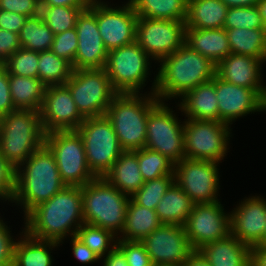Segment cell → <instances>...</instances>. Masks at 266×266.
Segmentation results:
<instances>
[{
  "mask_svg": "<svg viewBox=\"0 0 266 266\" xmlns=\"http://www.w3.org/2000/svg\"><path fill=\"white\" fill-rule=\"evenodd\" d=\"M75 29L78 50L72 65L73 70L103 69L108 50L103 43L96 22V0H91L88 7L80 13Z\"/></svg>",
  "mask_w": 266,
  "mask_h": 266,
  "instance_id": "ac0fdd59",
  "label": "cell"
},
{
  "mask_svg": "<svg viewBox=\"0 0 266 266\" xmlns=\"http://www.w3.org/2000/svg\"><path fill=\"white\" fill-rule=\"evenodd\" d=\"M16 189V169L0 153V201H13Z\"/></svg>",
  "mask_w": 266,
  "mask_h": 266,
  "instance_id": "ee69618b",
  "label": "cell"
},
{
  "mask_svg": "<svg viewBox=\"0 0 266 266\" xmlns=\"http://www.w3.org/2000/svg\"><path fill=\"white\" fill-rule=\"evenodd\" d=\"M184 120L186 158L221 163L229 152L231 126L214 120Z\"/></svg>",
  "mask_w": 266,
  "mask_h": 266,
  "instance_id": "7c38bea8",
  "label": "cell"
},
{
  "mask_svg": "<svg viewBox=\"0 0 266 266\" xmlns=\"http://www.w3.org/2000/svg\"><path fill=\"white\" fill-rule=\"evenodd\" d=\"M255 246H266V227L262 239Z\"/></svg>",
  "mask_w": 266,
  "mask_h": 266,
  "instance_id": "680465c9",
  "label": "cell"
},
{
  "mask_svg": "<svg viewBox=\"0 0 266 266\" xmlns=\"http://www.w3.org/2000/svg\"><path fill=\"white\" fill-rule=\"evenodd\" d=\"M91 0H39L40 6L88 7Z\"/></svg>",
  "mask_w": 266,
  "mask_h": 266,
  "instance_id": "816d5d0a",
  "label": "cell"
},
{
  "mask_svg": "<svg viewBox=\"0 0 266 266\" xmlns=\"http://www.w3.org/2000/svg\"><path fill=\"white\" fill-rule=\"evenodd\" d=\"M72 71V65L51 50L39 52L38 78L46 86L65 84Z\"/></svg>",
  "mask_w": 266,
  "mask_h": 266,
  "instance_id": "e575fe53",
  "label": "cell"
},
{
  "mask_svg": "<svg viewBox=\"0 0 266 266\" xmlns=\"http://www.w3.org/2000/svg\"><path fill=\"white\" fill-rule=\"evenodd\" d=\"M84 223L99 226L118 237L126 217L129 196L111 185L104 177H96L81 187Z\"/></svg>",
  "mask_w": 266,
  "mask_h": 266,
  "instance_id": "8992f818",
  "label": "cell"
},
{
  "mask_svg": "<svg viewBox=\"0 0 266 266\" xmlns=\"http://www.w3.org/2000/svg\"><path fill=\"white\" fill-rule=\"evenodd\" d=\"M116 247L123 253L128 266H154L140 241L117 239Z\"/></svg>",
  "mask_w": 266,
  "mask_h": 266,
  "instance_id": "7bdbcfd3",
  "label": "cell"
},
{
  "mask_svg": "<svg viewBox=\"0 0 266 266\" xmlns=\"http://www.w3.org/2000/svg\"><path fill=\"white\" fill-rule=\"evenodd\" d=\"M72 253L74 257L82 264H93L101 259L92 252L83 242L76 236H71Z\"/></svg>",
  "mask_w": 266,
  "mask_h": 266,
  "instance_id": "f907efd6",
  "label": "cell"
},
{
  "mask_svg": "<svg viewBox=\"0 0 266 266\" xmlns=\"http://www.w3.org/2000/svg\"><path fill=\"white\" fill-rule=\"evenodd\" d=\"M181 266H211L198 250H194Z\"/></svg>",
  "mask_w": 266,
  "mask_h": 266,
  "instance_id": "11a10c76",
  "label": "cell"
},
{
  "mask_svg": "<svg viewBox=\"0 0 266 266\" xmlns=\"http://www.w3.org/2000/svg\"><path fill=\"white\" fill-rule=\"evenodd\" d=\"M24 233V234H23ZM16 239L14 247V263L18 266H52L51 251L61 245L52 240H41L31 237L24 228Z\"/></svg>",
  "mask_w": 266,
  "mask_h": 266,
  "instance_id": "4316f807",
  "label": "cell"
},
{
  "mask_svg": "<svg viewBox=\"0 0 266 266\" xmlns=\"http://www.w3.org/2000/svg\"><path fill=\"white\" fill-rule=\"evenodd\" d=\"M81 135L88 167L103 177L124 151L111 121L104 116L85 118L77 129Z\"/></svg>",
  "mask_w": 266,
  "mask_h": 266,
  "instance_id": "ba28073f",
  "label": "cell"
},
{
  "mask_svg": "<svg viewBox=\"0 0 266 266\" xmlns=\"http://www.w3.org/2000/svg\"><path fill=\"white\" fill-rule=\"evenodd\" d=\"M180 99L177 106L187 119L219 121L215 76L212 80L191 89Z\"/></svg>",
  "mask_w": 266,
  "mask_h": 266,
  "instance_id": "603a6c76",
  "label": "cell"
},
{
  "mask_svg": "<svg viewBox=\"0 0 266 266\" xmlns=\"http://www.w3.org/2000/svg\"><path fill=\"white\" fill-rule=\"evenodd\" d=\"M167 104L159 101L148 112L145 147L159 152L175 165L186 158L184 121L180 122Z\"/></svg>",
  "mask_w": 266,
  "mask_h": 266,
  "instance_id": "8fae6325",
  "label": "cell"
},
{
  "mask_svg": "<svg viewBox=\"0 0 266 266\" xmlns=\"http://www.w3.org/2000/svg\"><path fill=\"white\" fill-rule=\"evenodd\" d=\"M150 94L160 101L182 98L191 89L216 75V64L184 43L174 53L161 59Z\"/></svg>",
  "mask_w": 266,
  "mask_h": 266,
  "instance_id": "7a4b0ae2",
  "label": "cell"
},
{
  "mask_svg": "<svg viewBox=\"0 0 266 266\" xmlns=\"http://www.w3.org/2000/svg\"><path fill=\"white\" fill-rule=\"evenodd\" d=\"M198 251L211 266H250L251 247L231 233L202 246Z\"/></svg>",
  "mask_w": 266,
  "mask_h": 266,
  "instance_id": "cb8c5ba5",
  "label": "cell"
},
{
  "mask_svg": "<svg viewBox=\"0 0 266 266\" xmlns=\"http://www.w3.org/2000/svg\"><path fill=\"white\" fill-rule=\"evenodd\" d=\"M174 183V175L144 182L141 188L131 197L138 205L155 210L165 192Z\"/></svg>",
  "mask_w": 266,
  "mask_h": 266,
  "instance_id": "f35d334b",
  "label": "cell"
},
{
  "mask_svg": "<svg viewBox=\"0 0 266 266\" xmlns=\"http://www.w3.org/2000/svg\"><path fill=\"white\" fill-rule=\"evenodd\" d=\"M44 144L40 111L16 109L0 117V153L15 169Z\"/></svg>",
  "mask_w": 266,
  "mask_h": 266,
  "instance_id": "5b68a950",
  "label": "cell"
},
{
  "mask_svg": "<svg viewBox=\"0 0 266 266\" xmlns=\"http://www.w3.org/2000/svg\"><path fill=\"white\" fill-rule=\"evenodd\" d=\"M45 145L54 154L60 178L66 186L82 187L96 178L88 167L77 130L49 132L45 134Z\"/></svg>",
  "mask_w": 266,
  "mask_h": 266,
  "instance_id": "9c48e42d",
  "label": "cell"
},
{
  "mask_svg": "<svg viewBox=\"0 0 266 266\" xmlns=\"http://www.w3.org/2000/svg\"><path fill=\"white\" fill-rule=\"evenodd\" d=\"M9 87L15 109L40 111L46 85L39 78L9 74Z\"/></svg>",
  "mask_w": 266,
  "mask_h": 266,
  "instance_id": "4dcf8cb0",
  "label": "cell"
},
{
  "mask_svg": "<svg viewBox=\"0 0 266 266\" xmlns=\"http://www.w3.org/2000/svg\"><path fill=\"white\" fill-rule=\"evenodd\" d=\"M186 39L185 21L139 18L136 43L157 63L174 53Z\"/></svg>",
  "mask_w": 266,
  "mask_h": 266,
  "instance_id": "5bb4252c",
  "label": "cell"
},
{
  "mask_svg": "<svg viewBox=\"0 0 266 266\" xmlns=\"http://www.w3.org/2000/svg\"><path fill=\"white\" fill-rule=\"evenodd\" d=\"M139 18L185 21L187 0H129Z\"/></svg>",
  "mask_w": 266,
  "mask_h": 266,
  "instance_id": "d6a6232c",
  "label": "cell"
},
{
  "mask_svg": "<svg viewBox=\"0 0 266 266\" xmlns=\"http://www.w3.org/2000/svg\"><path fill=\"white\" fill-rule=\"evenodd\" d=\"M102 260L117 244V236L111 231L88 223H83L75 235Z\"/></svg>",
  "mask_w": 266,
  "mask_h": 266,
  "instance_id": "d590c367",
  "label": "cell"
},
{
  "mask_svg": "<svg viewBox=\"0 0 266 266\" xmlns=\"http://www.w3.org/2000/svg\"><path fill=\"white\" fill-rule=\"evenodd\" d=\"M21 48L19 34L0 28V64Z\"/></svg>",
  "mask_w": 266,
  "mask_h": 266,
  "instance_id": "c3c4849f",
  "label": "cell"
},
{
  "mask_svg": "<svg viewBox=\"0 0 266 266\" xmlns=\"http://www.w3.org/2000/svg\"><path fill=\"white\" fill-rule=\"evenodd\" d=\"M65 186L55 156L44 144L16 169V189L12 203L24 209L25 217Z\"/></svg>",
  "mask_w": 266,
  "mask_h": 266,
  "instance_id": "3957f363",
  "label": "cell"
},
{
  "mask_svg": "<svg viewBox=\"0 0 266 266\" xmlns=\"http://www.w3.org/2000/svg\"><path fill=\"white\" fill-rule=\"evenodd\" d=\"M140 242L154 266H181L194 251L179 225L162 224Z\"/></svg>",
  "mask_w": 266,
  "mask_h": 266,
  "instance_id": "e0dca14e",
  "label": "cell"
},
{
  "mask_svg": "<svg viewBox=\"0 0 266 266\" xmlns=\"http://www.w3.org/2000/svg\"><path fill=\"white\" fill-rule=\"evenodd\" d=\"M219 121L232 125L236 119L266 111V91H254L228 83L215 75Z\"/></svg>",
  "mask_w": 266,
  "mask_h": 266,
  "instance_id": "ffe728a7",
  "label": "cell"
},
{
  "mask_svg": "<svg viewBox=\"0 0 266 266\" xmlns=\"http://www.w3.org/2000/svg\"><path fill=\"white\" fill-rule=\"evenodd\" d=\"M193 205L190 197L174 182L159 201L155 212L162 224L184 226Z\"/></svg>",
  "mask_w": 266,
  "mask_h": 266,
  "instance_id": "f546056e",
  "label": "cell"
},
{
  "mask_svg": "<svg viewBox=\"0 0 266 266\" xmlns=\"http://www.w3.org/2000/svg\"><path fill=\"white\" fill-rule=\"evenodd\" d=\"M39 52L19 48L3 63L8 74L38 78Z\"/></svg>",
  "mask_w": 266,
  "mask_h": 266,
  "instance_id": "ab89813d",
  "label": "cell"
},
{
  "mask_svg": "<svg viewBox=\"0 0 266 266\" xmlns=\"http://www.w3.org/2000/svg\"><path fill=\"white\" fill-rule=\"evenodd\" d=\"M263 63L252 56L230 53L216 65V75L231 84L266 91L261 73Z\"/></svg>",
  "mask_w": 266,
  "mask_h": 266,
  "instance_id": "7402d4cb",
  "label": "cell"
},
{
  "mask_svg": "<svg viewBox=\"0 0 266 266\" xmlns=\"http://www.w3.org/2000/svg\"><path fill=\"white\" fill-rule=\"evenodd\" d=\"M0 10L33 17L40 14V3L39 0H0Z\"/></svg>",
  "mask_w": 266,
  "mask_h": 266,
  "instance_id": "f6af8a7d",
  "label": "cell"
},
{
  "mask_svg": "<svg viewBox=\"0 0 266 266\" xmlns=\"http://www.w3.org/2000/svg\"><path fill=\"white\" fill-rule=\"evenodd\" d=\"M220 201L194 204L184 225L193 250L223 239L231 233L230 212L224 211Z\"/></svg>",
  "mask_w": 266,
  "mask_h": 266,
  "instance_id": "9a60e30c",
  "label": "cell"
},
{
  "mask_svg": "<svg viewBox=\"0 0 266 266\" xmlns=\"http://www.w3.org/2000/svg\"><path fill=\"white\" fill-rule=\"evenodd\" d=\"M103 258V266H128L123 253L117 247Z\"/></svg>",
  "mask_w": 266,
  "mask_h": 266,
  "instance_id": "f5cc1de1",
  "label": "cell"
},
{
  "mask_svg": "<svg viewBox=\"0 0 266 266\" xmlns=\"http://www.w3.org/2000/svg\"><path fill=\"white\" fill-rule=\"evenodd\" d=\"M10 266H18V265L13 262L10 264Z\"/></svg>",
  "mask_w": 266,
  "mask_h": 266,
  "instance_id": "94428289",
  "label": "cell"
},
{
  "mask_svg": "<svg viewBox=\"0 0 266 266\" xmlns=\"http://www.w3.org/2000/svg\"><path fill=\"white\" fill-rule=\"evenodd\" d=\"M185 43L202 56L209 58L216 65L231 53L224 28H186Z\"/></svg>",
  "mask_w": 266,
  "mask_h": 266,
  "instance_id": "d4e9b609",
  "label": "cell"
},
{
  "mask_svg": "<svg viewBox=\"0 0 266 266\" xmlns=\"http://www.w3.org/2000/svg\"><path fill=\"white\" fill-rule=\"evenodd\" d=\"M223 28L259 29L265 28V26L262 22L259 9L256 5L252 7L228 8Z\"/></svg>",
  "mask_w": 266,
  "mask_h": 266,
  "instance_id": "60d3db41",
  "label": "cell"
},
{
  "mask_svg": "<svg viewBox=\"0 0 266 266\" xmlns=\"http://www.w3.org/2000/svg\"><path fill=\"white\" fill-rule=\"evenodd\" d=\"M26 16L15 12L0 10V28L19 34L24 26Z\"/></svg>",
  "mask_w": 266,
  "mask_h": 266,
  "instance_id": "681fc988",
  "label": "cell"
},
{
  "mask_svg": "<svg viewBox=\"0 0 266 266\" xmlns=\"http://www.w3.org/2000/svg\"><path fill=\"white\" fill-rule=\"evenodd\" d=\"M87 7L40 6V15L52 32L57 35L75 28L77 18Z\"/></svg>",
  "mask_w": 266,
  "mask_h": 266,
  "instance_id": "74e56055",
  "label": "cell"
},
{
  "mask_svg": "<svg viewBox=\"0 0 266 266\" xmlns=\"http://www.w3.org/2000/svg\"><path fill=\"white\" fill-rule=\"evenodd\" d=\"M137 158L144 182L174 175V164L159 152L144 147L137 150Z\"/></svg>",
  "mask_w": 266,
  "mask_h": 266,
  "instance_id": "8d00e7d4",
  "label": "cell"
},
{
  "mask_svg": "<svg viewBox=\"0 0 266 266\" xmlns=\"http://www.w3.org/2000/svg\"><path fill=\"white\" fill-rule=\"evenodd\" d=\"M40 118L45 134L53 131L77 130L84 121L65 84L46 86Z\"/></svg>",
  "mask_w": 266,
  "mask_h": 266,
  "instance_id": "d6986e66",
  "label": "cell"
},
{
  "mask_svg": "<svg viewBox=\"0 0 266 266\" xmlns=\"http://www.w3.org/2000/svg\"><path fill=\"white\" fill-rule=\"evenodd\" d=\"M15 106L11 99L9 74L4 64H0V117L13 112Z\"/></svg>",
  "mask_w": 266,
  "mask_h": 266,
  "instance_id": "7dc6e473",
  "label": "cell"
},
{
  "mask_svg": "<svg viewBox=\"0 0 266 266\" xmlns=\"http://www.w3.org/2000/svg\"><path fill=\"white\" fill-rule=\"evenodd\" d=\"M250 266H266V246L251 247Z\"/></svg>",
  "mask_w": 266,
  "mask_h": 266,
  "instance_id": "db71d44e",
  "label": "cell"
},
{
  "mask_svg": "<svg viewBox=\"0 0 266 266\" xmlns=\"http://www.w3.org/2000/svg\"><path fill=\"white\" fill-rule=\"evenodd\" d=\"M231 53L248 55L266 61V33L265 28L225 29Z\"/></svg>",
  "mask_w": 266,
  "mask_h": 266,
  "instance_id": "1f68e13d",
  "label": "cell"
},
{
  "mask_svg": "<svg viewBox=\"0 0 266 266\" xmlns=\"http://www.w3.org/2000/svg\"><path fill=\"white\" fill-rule=\"evenodd\" d=\"M65 85L84 119L104 116L117 94L104 69L73 70Z\"/></svg>",
  "mask_w": 266,
  "mask_h": 266,
  "instance_id": "30bf717a",
  "label": "cell"
},
{
  "mask_svg": "<svg viewBox=\"0 0 266 266\" xmlns=\"http://www.w3.org/2000/svg\"><path fill=\"white\" fill-rule=\"evenodd\" d=\"M227 10L221 0H187L186 28H223Z\"/></svg>",
  "mask_w": 266,
  "mask_h": 266,
  "instance_id": "83f0119b",
  "label": "cell"
},
{
  "mask_svg": "<svg viewBox=\"0 0 266 266\" xmlns=\"http://www.w3.org/2000/svg\"><path fill=\"white\" fill-rule=\"evenodd\" d=\"M103 177L123 194L132 197L144 184L139 170L137 150L123 151Z\"/></svg>",
  "mask_w": 266,
  "mask_h": 266,
  "instance_id": "484cf974",
  "label": "cell"
},
{
  "mask_svg": "<svg viewBox=\"0 0 266 266\" xmlns=\"http://www.w3.org/2000/svg\"><path fill=\"white\" fill-rule=\"evenodd\" d=\"M161 225L155 210L138 205L130 197L126 208L124 227L117 238L127 241H141Z\"/></svg>",
  "mask_w": 266,
  "mask_h": 266,
  "instance_id": "f1b7e54d",
  "label": "cell"
},
{
  "mask_svg": "<svg viewBox=\"0 0 266 266\" xmlns=\"http://www.w3.org/2000/svg\"><path fill=\"white\" fill-rule=\"evenodd\" d=\"M5 223L0 216V263H13L16 240L11 236V228Z\"/></svg>",
  "mask_w": 266,
  "mask_h": 266,
  "instance_id": "bcb514c9",
  "label": "cell"
},
{
  "mask_svg": "<svg viewBox=\"0 0 266 266\" xmlns=\"http://www.w3.org/2000/svg\"><path fill=\"white\" fill-rule=\"evenodd\" d=\"M230 213L231 234L250 247L261 239L266 227V199L250 196Z\"/></svg>",
  "mask_w": 266,
  "mask_h": 266,
  "instance_id": "44dd1931",
  "label": "cell"
},
{
  "mask_svg": "<svg viewBox=\"0 0 266 266\" xmlns=\"http://www.w3.org/2000/svg\"><path fill=\"white\" fill-rule=\"evenodd\" d=\"M11 263H0V266H10Z\"/></svg>",
  "mask_w": 266,
  "mask_h": 266,
  "instance_id": "91938a15",
  "label": "cell"
},
{
  "mask_svg": "<svg viewBox=\"0 0 266 266\" xmlns=\"http://www.w3.org/2000/svg\"><path fill=\"white\" fill-rule=\"evenodd\" d=\"M83 223L81 187L65 186L24 217V231L31 237L63 244L68 235H76Z\"/></svg>",
  "mask_w": 266,
  "mask_h": 266,
  "instance_id": "6da1fadb",
  "label": "cell"
},
{
  "mask_svg": "<svg viewBox=\"0 0 266 266\" xmlns=\"http://www.w3.org/2000/svg\"><path fill=\"white\" fill-rule=\"evenodd\" d=\"M228 8L256 6L260 0H221Z\"/></svg>",
  "mask_w": 266,
  "mask_h": 266,
  "instance_id": "9f6ffc18",
  "label": "cell"
},
{
  "mask_svg": "<svg viewBox=\"0 0 266 266\" xmlns=\"http://www.w3.org/2000/svg\"><path fill=\"white\" fill-rule=\"evenodd\" d=\"M257 7L259 9L262 22L264 26H266V0H260L257 4Z\"/></svg>",
  "mask_w": 266,
  "mask_h": 266,
  "instance_id": "6f0895ef",
  "label": "cell"
},
{
  "mask_svg": "<svg viewBox=\"0 0 266 266\" xmlns=\"http://www.w3.org/2000/svg\"><path fill=\"white\" fill-rule=\"evenodd\" d=\"M137 19L129 0L117 7L96 0V22L108 51L136 42Z\"/></svg>",
  "mask_w": 266,
  "mask_h": 266,
  "instance_id": "2e32d148",
  "label": "cell"
},
{
  "mask_svg": "<svg viewBox=\"0 0 266 266\" xmlns=\"http://www.w3.org/2000/svg\"><path fill=\"white\" fill-rule=\"evenodd\" d=\"M218 162L185 158L174 165V182L194 204L219 201Z\"/></svg>",
  "mask_w": 266,
  "mask_h": 266,
  "instance_id": "4fadbf2b",
  "label": "cell"
},
{
  "mask_svg": "<svg viewBox=\"0 0 266 266\" xmlns=\"http://www.w3.org/2000/svg\"><path fill=\"white\" fill-rule=\"evenodd\" d=\"M50 50L73 65L78 50L76 29L72 28L55 35Z\"/></svg>",
  "mask_w": 266,
  "mask_h": 266,
  "instance_id": "b9f144b4",
  "label": "cell"
},
{
  "mask_svg": "<svg viewBox=\"0 0 266 266\" xmlns=\"http://www.w3.org/2000/svg\"><path fill=\"white\" fill-rule=\"evenodd\" d=\"M55 34L43 21L40 14L27 17L19 33L21 48L43 52L51 49Z\"/></svg>",
  "mask_w": 266,
  "mask_h": 266,
  "instance_id": "836d02e7",
  "label": "cell"
},
{
  "mask_svg": "<svg viewBox=\"0 0 266 266\" xmlns=\"http://www.w3.org/2000/svg\"><path fill=\"white\" fill-rule=\"evenodd\" d=\"M160 100L153 94L117 93L106 117L111 121L124 151H136L146 145L148 112Z\"/></svg>",
  "mask_w": 266,
  "mask_h": 266,
  "instance_id": "277c9868",
  "label": "cell"
},
{
  "mask_svg": "<svg viewBox=\"0 0 266 266\" xmlns=\"http://www.w3.org/2000/svg\"><path fill=\"white\" fill-rule=\"evenodd\" d=\"M151 60L153 59L134 42L108 51L103 69L117 93H140L151 75Z\"/></svg>",
  "mask_w": 266,
  "mask_h": 266,
  "instance_id": "52a82bcc",
  "label": "cell"
}]
</instances>
